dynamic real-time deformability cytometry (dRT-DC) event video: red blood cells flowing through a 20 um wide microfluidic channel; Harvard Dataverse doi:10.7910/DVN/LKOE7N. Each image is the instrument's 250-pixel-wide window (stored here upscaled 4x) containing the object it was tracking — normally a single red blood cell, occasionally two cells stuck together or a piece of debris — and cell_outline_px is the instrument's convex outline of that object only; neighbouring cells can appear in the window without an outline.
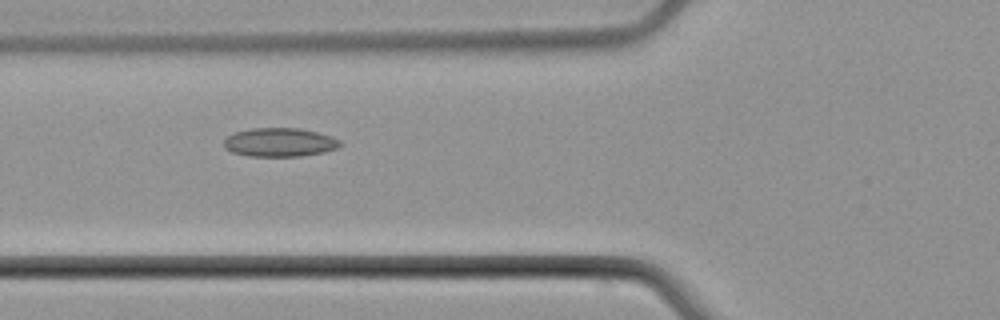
{"species": "common noctule bat (a hibernating species)", "species_latin": "Nyctalus noctula", "temperature_condition": "cold", "stored_images_in_passage": 3, "camera_frame_rate_fps": 3000, "um_per_image_px": 0.085, "animal": {"sex": "male", "body_mass_g": 21.5, "forearm_length_mm": 52.0}, "frame": {"image": 1, "passage_image": 3, "time_ms": 2.333, "image_size_px": [1000, 320], "cell_outline_px": [[340, 144], [336, 148], [324, 152], [300, 156], [248, 156], [232, 152], [224, 148], [224, 140], [228, 136], [236, 132], [252, 128], [300, 128], [332, 136], [340, 140]], "centroid_in_image_um": [23.76, 12.09], "position_along_channel_um": 102.0, "area_um2": 19.36}}